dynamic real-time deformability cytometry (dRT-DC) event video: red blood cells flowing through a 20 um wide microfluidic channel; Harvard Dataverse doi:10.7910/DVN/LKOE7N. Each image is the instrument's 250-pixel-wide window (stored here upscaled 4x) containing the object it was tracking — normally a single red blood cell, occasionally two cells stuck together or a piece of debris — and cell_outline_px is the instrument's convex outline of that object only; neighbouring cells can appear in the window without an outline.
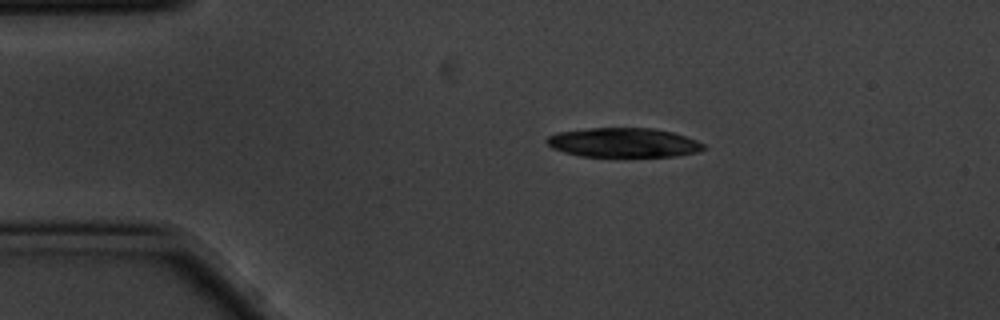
{"species": "common noctule bat (a hibernating species)", "species_latin": "Nyctalus noctula", "temperature_condition": "cold", "stored_images_in_passage": 6, "camera_frame_rate_fps": 3000, "um_per_image_px": 0.085, "animal": {"sex": "male", "body_mass_g": 20.1, "forearm_length_mm": 53.5}, "frame": {"image": 1, "passage_image": 1, "time_ms": 0.0, "image_size_px": [1000, 320], "cell_outline_px": [[704, 148], [696, 152], [676, 156], [580, 156], [564, 152], [552, 148], [544, 140], [548, 136], [556, 132], [592, 128], [652, 128], [672, 132], [696, 140], [704, 144]], "centroid_in_image_um": [52.95, 12.12], "position_along_channel_um": 32.0, "area_um2": 26.65}}